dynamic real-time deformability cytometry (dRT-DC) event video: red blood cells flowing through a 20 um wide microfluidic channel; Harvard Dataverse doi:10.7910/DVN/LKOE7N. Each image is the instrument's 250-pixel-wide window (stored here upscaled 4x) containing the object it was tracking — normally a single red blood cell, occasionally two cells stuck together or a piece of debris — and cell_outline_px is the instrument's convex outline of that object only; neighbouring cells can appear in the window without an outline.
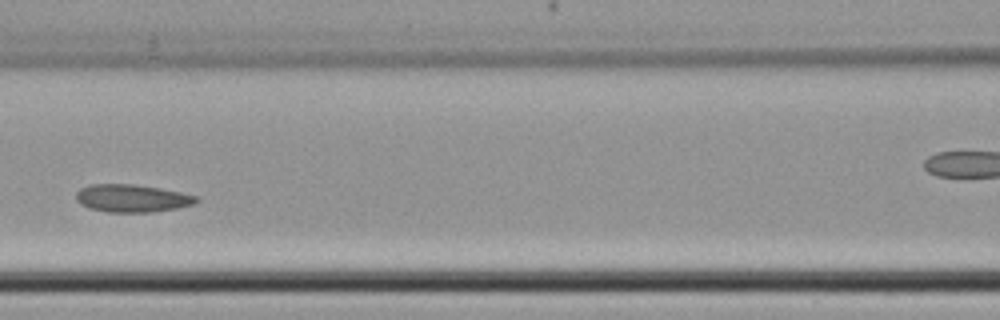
{"species": "common noctule bat (a hibernating species)", "species_latin": "Nyctalus noctula", "temperature_condition": "cold", "stored_images_in_passage": 7, "segment_of_instrument_passage": [1, 2], "camera_frame_rate_fps": 3000, "um_per_image_px": 0.085, "animal": {"sex": "female", "body_mass_g": 22.7, "forearm_length_mm": 54.2}, "frame": {"image": 1, "passage_image": 6, "time_ms": 6.0, "image_size_px": [1000, 320], "cell_outline_px": [[200, 200], [192, 204], [176, 208], [152, 212], [108, 212], [88, 208], [80, 204], [76, 200], [76, 192], [80, 188], [88, 184], [132, 184], [160, 188], [200, 196]], "centroid_in_image_um": [11.2, 16.85], "position_along_channel_um": 155.4, "area_um2": 19.54}}